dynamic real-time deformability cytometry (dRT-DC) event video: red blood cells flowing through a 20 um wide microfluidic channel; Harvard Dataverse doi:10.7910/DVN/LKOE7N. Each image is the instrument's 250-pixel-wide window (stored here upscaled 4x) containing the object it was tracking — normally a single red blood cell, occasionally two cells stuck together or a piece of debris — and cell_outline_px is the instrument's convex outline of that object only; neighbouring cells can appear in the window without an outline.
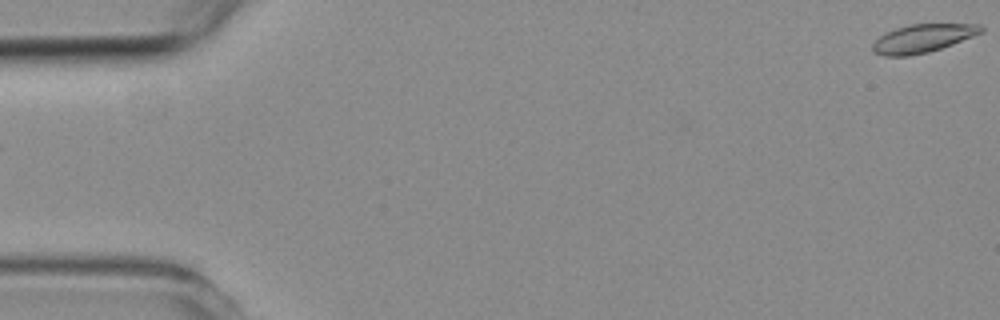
{"species": "common noctule bat (a hibernating species)", "species_latin": "Nyctalus noctula", "temperature_condition": "room temperature", "stored_images_in_passage": 4, "camera_frame_rate_fps": 3000, "um_per_image_px": 0.085, "animal": {"sex": "female", "body_mass_g": 19.3, "forearm_length_mm": 54.1}, "frame": {"image": 1, "passage_image": 1, "time_ms": 0.0, "image_size_px": [1000, 320], "cell_outline_px": [[984, 32], [952, 44], [928, 52], [908, 56], [884, 56], [876, 52], [872, 48], [872, 44], [880, 36], [896, 28], [908, 24], [980, 24], [984, 28]], "centroid_in_image_um": [78.46, 3.25], "position_along_channel_um": 6.5, "area_um2": 17.69}}